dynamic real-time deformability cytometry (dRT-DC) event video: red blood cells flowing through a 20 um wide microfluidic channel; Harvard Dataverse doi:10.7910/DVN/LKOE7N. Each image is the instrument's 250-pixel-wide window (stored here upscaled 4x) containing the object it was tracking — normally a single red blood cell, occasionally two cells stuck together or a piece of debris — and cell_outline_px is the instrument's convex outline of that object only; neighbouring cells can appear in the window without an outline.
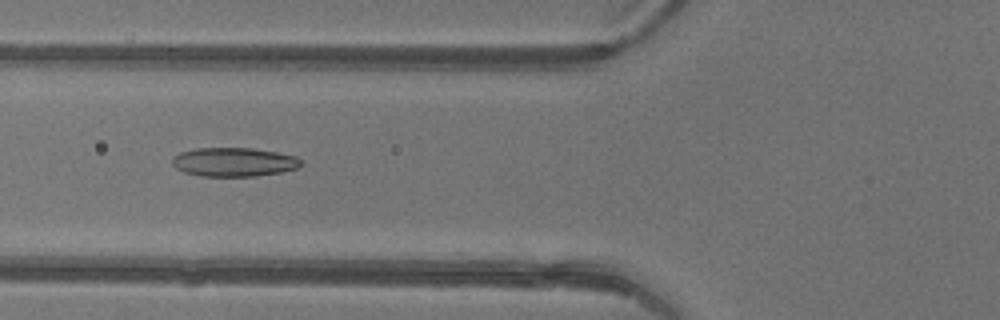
{"species": "common noctule bat (a hibernating species)", "species_latin": "Nyctalus noctula", "temperature_condition": "warm", "stored_images_in_passage": 32, "camera_frame_rate_fps": 3000, "um_per_image_px": 0.085, "animal": {"sex": "female"}, "frame": {"image": 1, "passage_image": 5, "time_ms": 1.333, "image_size_px": [1000, 320], "cell_outline_px": [[304, 164], [296, 168], [280, 172], [256, 176], [200, 176], [184, 172], [176, 168], [172, 164], [172, 156], [180, 152], [196, 148], [252, 148], [276, 152], [296, 156]], "centroid_in_image_um": [19.86, 13.77], "position_along_channel_um": 105.9, "area_um2": 21.73}}
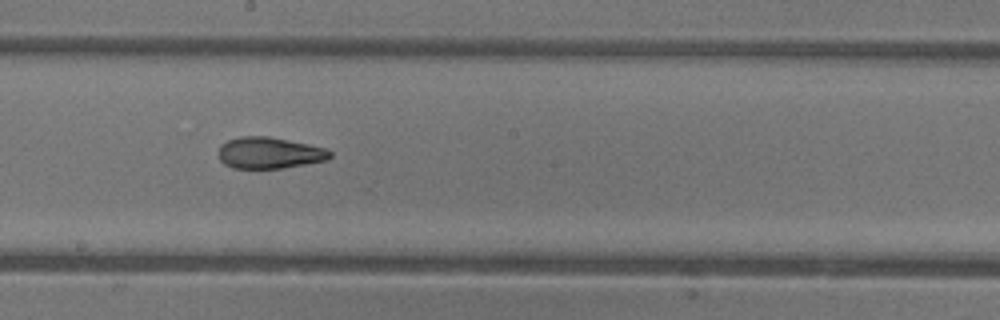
{"frame": {"image": 2, "passage_image": 13, "time_ms": 4.0, "image_size_px": [1000, 320], "cell_outline_px": [[332, 156], [328, 160], [284, 168], [232, 168], [224, 164], [220, 160], [220, 144], [228, 140], [240, 136], [268, 136], [328, 148], [332, 152]], "centroid_in_image_um": [22.93, 12.99], "position_along_channel_um": 225.3, "area_um2": 20.52}}
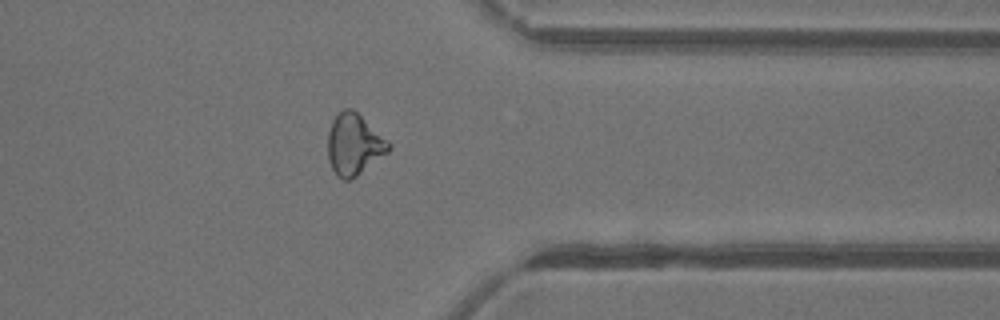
{"frame": {"image": 3, "passage_image": 24, "time_ms": 7.667, "image_size_px": [1000, 320], "cell_outline_px": [[392, 148], [388, 152], [352, 180], [344, 180], [336, 176], [328, 160], [328, 132], [332, 120], [344, 108], [352, 108], [388, 140], [392, 144]], "centroid_in_image_um": [30.09, 12.3], "position_along_channel_um": 381.3, "area_um2": 21.79}}